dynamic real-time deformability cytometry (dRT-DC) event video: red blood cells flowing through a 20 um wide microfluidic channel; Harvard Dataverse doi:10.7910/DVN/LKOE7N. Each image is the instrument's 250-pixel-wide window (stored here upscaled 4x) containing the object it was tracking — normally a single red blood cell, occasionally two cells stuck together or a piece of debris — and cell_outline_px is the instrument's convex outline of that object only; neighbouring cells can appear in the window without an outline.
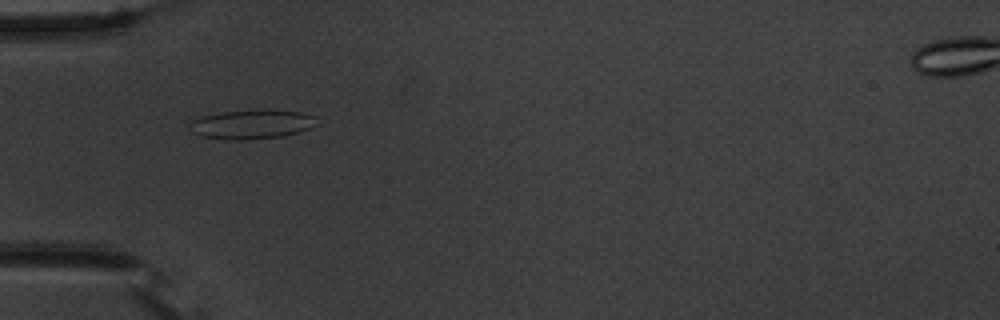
{"species": "common noctule bat (a hibernating species)", "species_latin": "Nyctalus noctula", "temperature_condition": "warm", "stored_images_in_passage": 55, "camera_frame_rate_fps": 3000, "um_per_image_px": 0.085, "animal": {"sex": "male", "body_mass_g": 20.1, "forearm_length_mm": 53.5}, "frame": {"image": 1, "passage_image": 18, "time_ms": 5.667, "image_size_px": [1000, 320], "cell_outline_px": [[316, 116], [308, 128], [296, 132], [280, 136], [248, 140], [236, 140], [204, 136], [192, 132], [188, 124], [192, 120], [204, 116], [220, 112], [300, 112]], "centroid_in_image_um": [21.29, 10.6], "position_along_channel_um": 63.7, "area_um2": 20.23}}
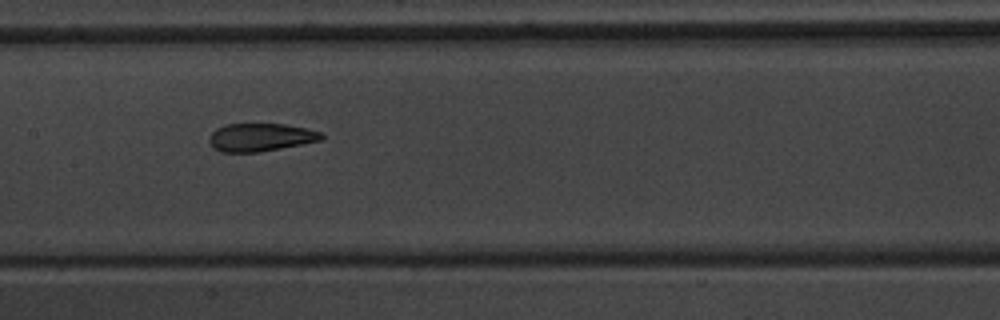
{"frame": {"image": 2, "passage_image": 28, "time_ms": 9.0, "image_size_px": [1000, 320], "cell_outline_px": [[324, 136], [320, 140], [260, 152], [220, 152], [212, 148], [208, 140], [208, 136], [216, 128], [224, 124], [284, 124], [304, 128], [320, 132]], "centroid_in_image_um": [22.06, 11.67], "position_along_channel_um": 185.3, "area_um2": 18.26}}
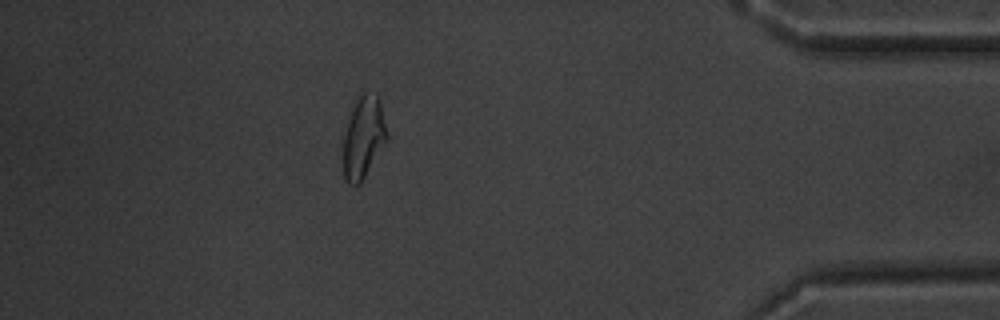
{"frame": {"image": 3, "passage_image": 49, "time_ms": 16.0, "image_size_px": [1000, 320], "cell_outline_px": [[388, 140], [360, 184], [348, 184], [344, 180], [344, 136], [348, 120], [352, 108], [360, 92], [364, 92], [376, 96], [380, 100], [388, 136]], "centroid_in_image_um": [30.9, 11.69], "position_along_channel_um": 404.3, "area_um2": 20.75}, "authors_computed_cell_mechanics": {"area_um2": 20.23, "velocity_mm_per_s": 3.6993, "shape_relaxation_time_tau1_ms": 6.1373, "shape_relaxation_time_tau2_ms": 1.231, "deformation_change_tau1": 0.178, "deformation_change_tau2": 0.0825}}